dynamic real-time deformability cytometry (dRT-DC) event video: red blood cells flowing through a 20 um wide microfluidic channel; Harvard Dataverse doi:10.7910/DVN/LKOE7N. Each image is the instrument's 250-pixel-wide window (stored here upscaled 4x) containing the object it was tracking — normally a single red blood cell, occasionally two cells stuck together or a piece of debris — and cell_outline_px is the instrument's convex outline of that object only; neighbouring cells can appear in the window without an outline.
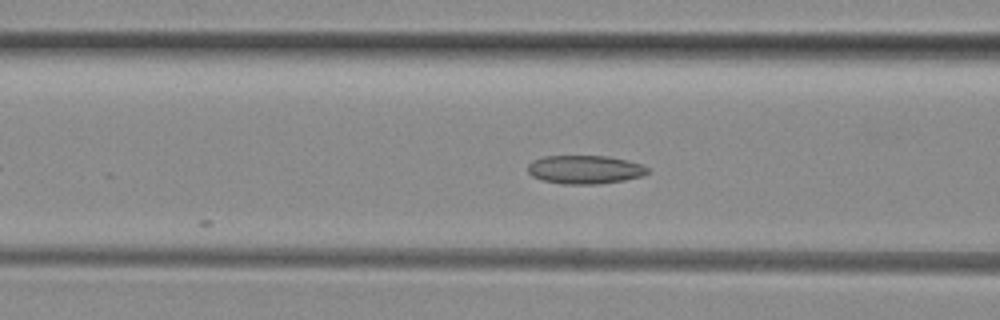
{"species": "common noctule bat (a hibernating species)", "species_latin": "Nyctalus noctula", "temperature_condition": "room temperature", "stored_images_in_passage": 7, "camera_frame_rate_fps": 3000, "um_per_image_px": 0.085, "animal": {"sex": "female", "body_mass_g": 29.2, "forearm_length_mm": 56.3}, "frame": {"image": 1, "passage_image": 7, "time_ms": 7.667, "image_size_px": [1000, 320], "cell_outline_px": [[648, 172], [644, 176], [624, 180], [600, 184], [560, 184], [540, 180], [532, 176], [528, 172], [528, 164], [532, 160], [544, 156], [608, 156], [628, 160], [640, 164], [648, 168]], "centroid_in_image_um": [49.69, 14.42], "position_along_channel_um": 116.9, "area_um2": 20.11}}